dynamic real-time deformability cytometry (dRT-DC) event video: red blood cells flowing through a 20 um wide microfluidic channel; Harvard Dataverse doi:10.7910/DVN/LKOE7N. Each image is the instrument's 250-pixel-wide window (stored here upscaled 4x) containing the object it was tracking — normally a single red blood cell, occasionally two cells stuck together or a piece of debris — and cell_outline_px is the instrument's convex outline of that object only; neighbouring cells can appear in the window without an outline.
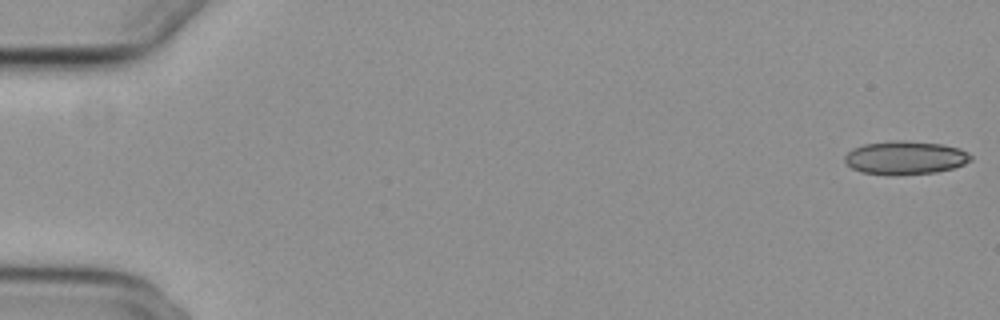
{"species": "common noctule bat (a hibernating species)", "species_latin": "Nyctalus noctula", "temperature_condition": "cold", "stored_images_in_passage": 8, "camera_frame_rate_fps": 3000, "um_per_image_px": 0.085, "animal": {"sex": "female", "body_mass_g": 29.2, "forearm_length_mm": 56.3}, "frame": {"image": 1, "passage_image": 1, "time_ms": 0.0, "image_size_px": [1000, 320], "cell_outline_px": [[972, 160], [964, 164], [952, 168], [936, 172], [896, 176], [888, 176], [860, 172], [852, 168], [844, 160], [844, 156], [852, 148], [864, 144], [896, 140], [900, 140], [940, 144], [960, 148], [968, 152], [972, 156]], "centroid_in_image_um": [76.93, 13.42], "position_along_channel_um": 8.1, "area_um2": 24.8}}